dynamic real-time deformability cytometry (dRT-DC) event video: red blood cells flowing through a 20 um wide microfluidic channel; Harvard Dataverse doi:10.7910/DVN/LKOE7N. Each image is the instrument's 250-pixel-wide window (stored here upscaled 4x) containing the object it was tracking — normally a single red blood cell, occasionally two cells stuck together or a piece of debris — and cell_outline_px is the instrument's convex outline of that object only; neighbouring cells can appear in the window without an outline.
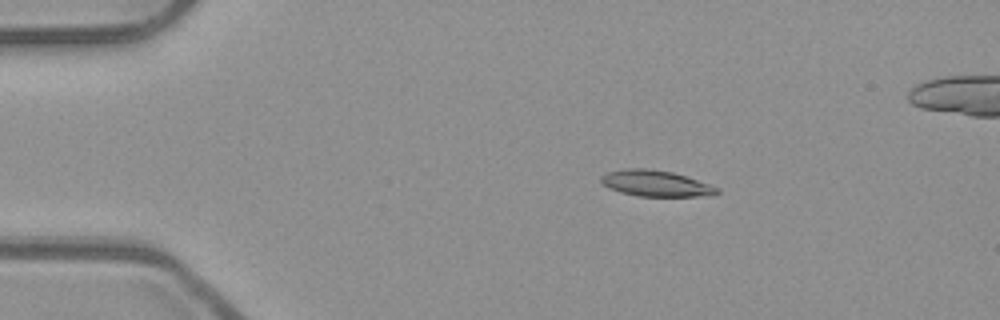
{"species": "common noctule bat (a hibernating species)", "species_latin": "Nyctalus noctula", "temperature_condition": "room temperature", "stored_images_in_passage": 45, "camera_frame_rate_fps": 3000, "um_per_image_px": 0.085, "animal": {"sex": "male", "body_mass_g": 23.1, "forearm_length_mm": 52.7}, "frame": {"image": 1, "passage_image": 1, "time_ms": 0.0, "image_size_px": [1000, 320], "cell_outline_px": [[720, 192], [716, 196], [640, 196], [620, 192], [608, 188], [600, 184], [600, 176], [608, 172], [624, 168], [648, 168], [672, 172], [720, 188]], "centroid_in_image_um": [55.72, 15.59], "position_along_channel_um": 29.3, "area_um2": 17.74}}
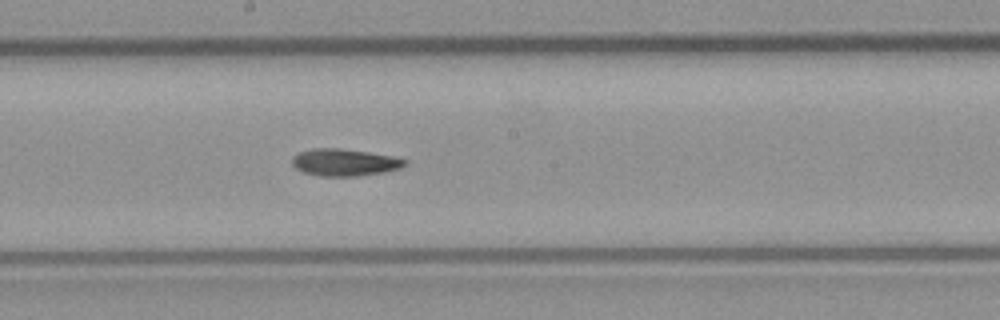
{"frame": {"image": 2, "passage_image": 20, "time_ms": 6.333, "image_size_px": [1000, 320], "cell_outline_px": [[408, 164], [400, 168], [384, 172], [360, 176], [320, 176], [304, 172], [296, 168], [292, 164], [292, 156], [300, 152], [312, 148], [340, 148], [392, 156], [408, 160]], "centroid_in_image_um": [29.29, 13.8], "position_along_channel_um": 218.9, "area_um2": 17.8}}
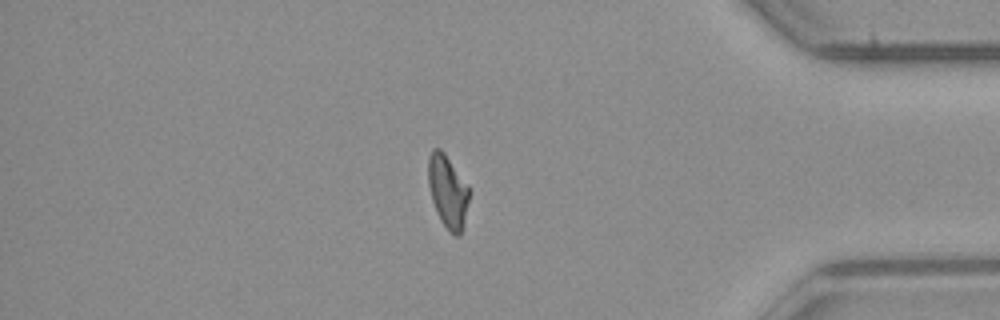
{"frame": {"image": 3, "passage_image": 36, "time_ms": 11.667, "image_size_px": [1000, 320], "cell_outline_px": [[468, 200], [460, 236], [456, 236], [448, 232], [440, 220], [436, 212], [432, 200], [428, 184], [428, 156], [432, 148], [440, 148], [444, 152], [468, 184]], "centroid_in_image_um": [38.03, 16.25], "position_along_channel_um": 397.2, "area_um2": 17.34}, "authors_computed_cell_mechanics": {"area_um2": 17.6868, "velocity_mm_per_s": 3.9513, "shape_relaxation_time_tau1_ms": 4.7246, "shape_relaxation_time_tau2_ms": null, "deformation_change_tau1": 0.198, "deformation_change_tau2": null}}